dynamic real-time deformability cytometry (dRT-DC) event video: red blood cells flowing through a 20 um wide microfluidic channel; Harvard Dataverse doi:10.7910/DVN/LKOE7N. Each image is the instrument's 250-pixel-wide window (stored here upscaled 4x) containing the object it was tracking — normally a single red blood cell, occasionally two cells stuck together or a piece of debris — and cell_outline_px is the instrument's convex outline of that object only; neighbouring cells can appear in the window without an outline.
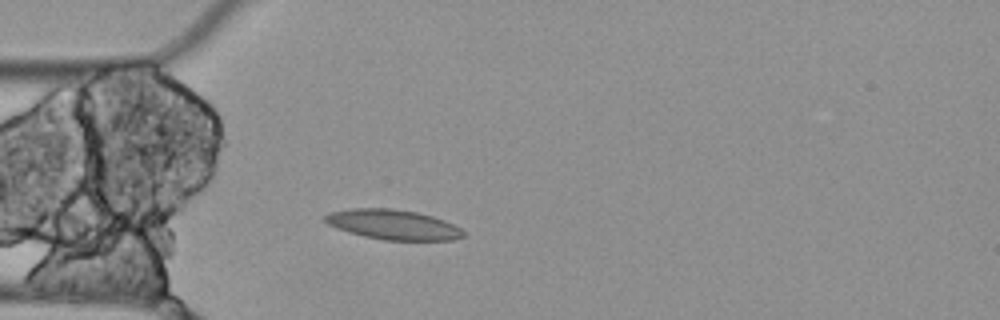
{"species": "Egyptian fruit bat (a non-hibernating species)", "species_latin": "Rousettus aegyptiacus", "temperature_condition": "cold", "stored_images_in_passage": 3, "camera_frame_rate_fps": 3000, "um_per_image_px": 0.085, "animal": {"sex": "female"}, "frame": {"image": 1, "passage_image": 3, "time_ms": 0.667, "image_size_px": [1000, 320], "cell_outline_px": [[464, 236], [452, 240], [384, 240], [364, 236], [348, 232], [336, 228], [328, 224], [324, 220], [324, 216], [328, 212], [352, 208], [392, 208], [416, 212], [432, 216], [444, 220], [460, 228], [464, 232]], "centroid_in_image_um": [33.38, 19.08], "position_along_channel_um": 51.6, "area_um2": 24.1}}